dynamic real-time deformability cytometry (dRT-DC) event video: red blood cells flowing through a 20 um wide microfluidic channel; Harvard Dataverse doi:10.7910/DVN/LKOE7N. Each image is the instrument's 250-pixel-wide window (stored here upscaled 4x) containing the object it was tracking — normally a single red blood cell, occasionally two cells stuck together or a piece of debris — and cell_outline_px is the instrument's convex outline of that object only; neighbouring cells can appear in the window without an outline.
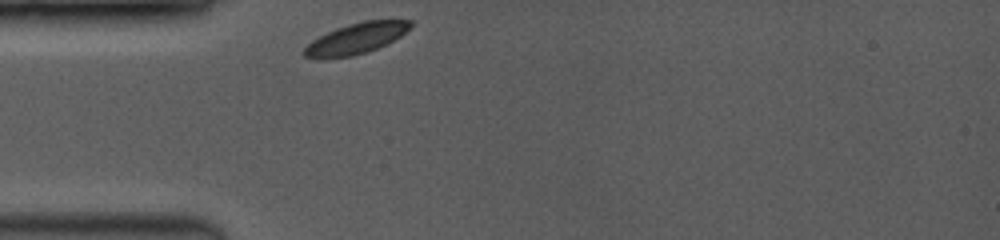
{"species": "common noctule bat (a hibernating species)", "species_latin": "Nyctalus noctula", "temperature_condition": "room temperature", "stored_images_in_passage": 34, "camera_frame_rate_fps": 3500, "um_per_image_px": 0.085, "animal": {"sex": "female", "body_mass_g": 19.0, "forearm_length_mm": 53.3}, "frame": {"image": 1, "passage_image": 1, "time_ms": 0.0, "image_size_px": [1000, 240], "cell_outline_px": [[412, 28], [400, 36], [376, 48], [352, 56], [324, 60], [304, 56], [300, 52], [312, 40], [336, 28], [348, 24], [364, 20], [412, 20]], "centroid_in_image_um": [30.22, 3.28], "position_along_channel_um": 54.8, "area_um2": 19.13}}
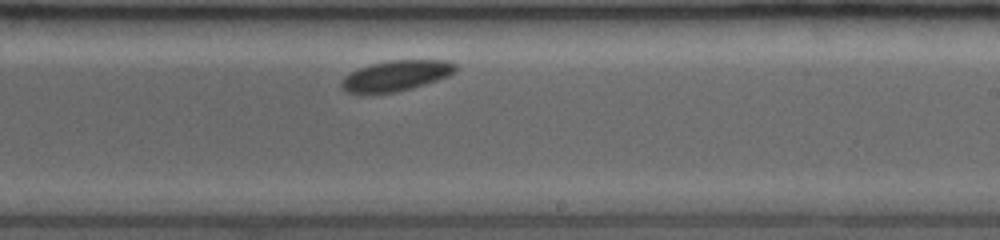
{"frame": {"image": 2, "passage_image": 20, "time_ms": 5.429, "image_size_px": [1000, 240], "cell_outline_px": [[456, 68], [448, 76], [412, 88], [396, 92], [348, 92], [340, 88], [340, 84], [344, 76], [360, 68], [372, 64], [388, 60], [448, 60], [456, 64]], "centroid_in_image_um": [33.67, 6.42], "position_along_channel_um": 255.3, "area_um2": 19.88}}
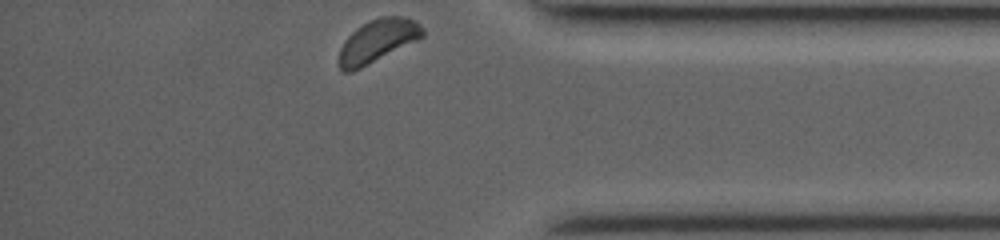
{"frame": {"image": 3, "passage_image": 34, "time_ms": 9.429, "image_size_px": [1000, 240], "cell_outline_px": [[424, 36], [352, 72], [344, 72], [340, 68], [340, 48], [344, 40], [356, 28], [380, 16], [400, 16], [416, 20], [424, 28]], "centroid_in_image_um": [32.1, 3.45], "position_along_channel_um": 403.1, "area_um2": 20.46}}